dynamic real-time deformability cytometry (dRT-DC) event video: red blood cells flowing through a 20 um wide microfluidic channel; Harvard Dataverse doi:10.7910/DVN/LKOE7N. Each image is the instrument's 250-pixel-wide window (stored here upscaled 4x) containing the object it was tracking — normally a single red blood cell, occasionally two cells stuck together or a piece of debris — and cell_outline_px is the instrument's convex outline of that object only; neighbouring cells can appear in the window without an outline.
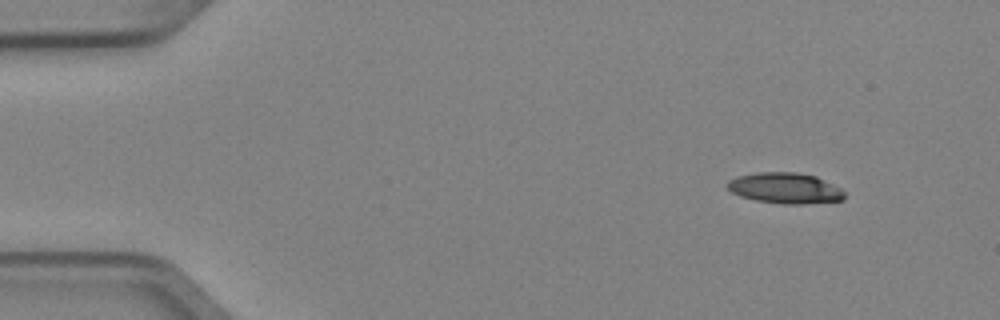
{"species": "Egyptian fruit bat (a non-hibernating species)", "species_latin": "Rousettus aegyptiacus", "temperature_condition": "cold", "stored_images_in_passage": 4, "camera_frame_rate_fps": 3000, "um_per_image_px": 0.085, "animal": {"sex": "female"}, "frame": {"image": 1, "passage_image": 1, "time_ms": 0.0, "image_size_px": [1000, 320], "cell_outline_px": [[844, 200], [804, 204], [780, 204], [756, 200], [740, 196], [732, 192], [724, 184], [728, 180], [736, 176], [756, 172], [796, 172], [816, 176], [840, 188], [844, 192]], "centroid_in_image_um": [66.7, 15.99], "position_along_channel_um": 18.3, "area_um2": 21.15}}